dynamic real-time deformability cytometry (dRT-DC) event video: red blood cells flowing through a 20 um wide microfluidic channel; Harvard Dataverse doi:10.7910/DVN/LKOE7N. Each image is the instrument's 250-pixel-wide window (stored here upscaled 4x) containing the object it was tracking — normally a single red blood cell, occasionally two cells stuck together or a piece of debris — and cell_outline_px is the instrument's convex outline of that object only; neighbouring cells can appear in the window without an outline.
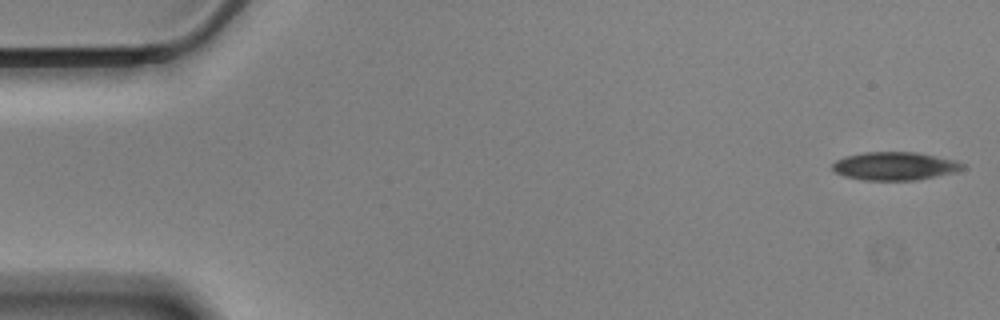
{"species": "Egyptian fruit bat (a non-hibernating species)", "species_latin": "Rousettus aegyptiacus", "temperature_condition": "cold", "stored_images_in_passage": 57, "camera_frame_rate_fps": 3000, "um_per_image_px": 0.085, "animal": {"sex": "male"}, "frame": {"image": 1, "passage_image": 1, "time_ms": 0.0, "image_size_px": [1000, 320], "cell_outline_px": [[964, 168], [956, 172], [916, 180], [864, 180], [844, 176], [836, 172], [832, 168], [832, 164], [836, 160], [844, 156], [864, 152], [916, 152], [956, 160], [964, 164]], "centroid_in_image_um": [76.05, 14.11], "position_along_channel_um": 8.9, "area_um2": 21.39}}
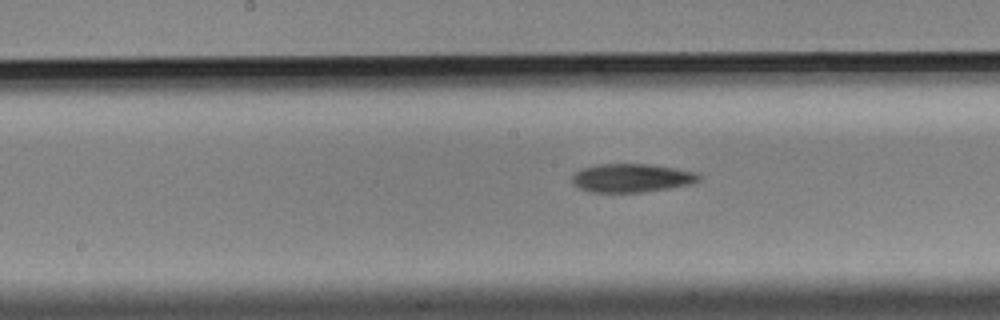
{"frame": {"image": 2, "passage_image": 28, "time_ms": 9.0, "image_size_px": [1000, 320], "cell_outline_px": [[700, 180], [692, 184], [644, 192], [588, 192], [572, 184], [572, 176], [580, 168], [600, 164], [648, 164], [676, 168], [700, 172]], "centroid_in_image_um": [53.71, 15.12], "position_along_channel_um": 194.5, "area_um2": 21.27}}
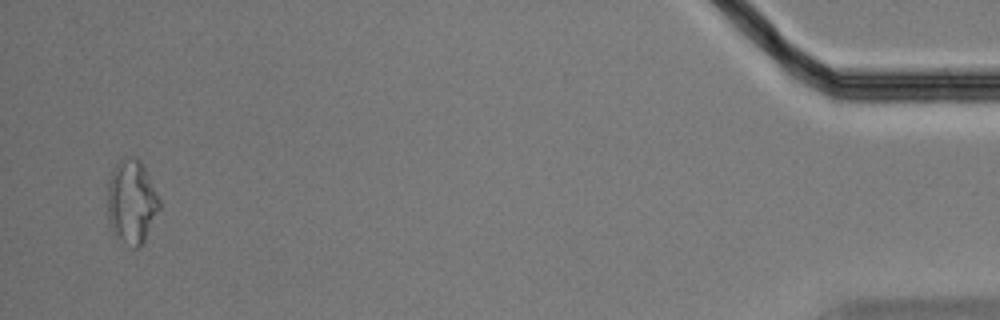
{"frame": {"image": 3, "passage_image": 55, "time_ms": 18.0, "image_size_px": [1000, 320], "cell_outline_px": [[160, 208], [144, 240], [136, 248], [132, 248], [116, 236], [112, 232], [108, 220], [108, 180], [112, 168], [120, 160], [128, 156], [136, 156], [144, 164], [160, 200]], "centroid_in_image_um": [11.18, 17.1], "position_along_channel_um": 424.0, "area_um2": 25.49}, "authors_computed_cell_mechanics": {"area_um2": 21.386, "velocity_mm_per_s": 3.4779, "shape_relaxation_time_tau1_ms": 8.7468, "shape_relaxation_time_tau2_ms": 9.306, "deformation_change_tau1": 0.1678, "deformation_change_tau2": 0.2146}}